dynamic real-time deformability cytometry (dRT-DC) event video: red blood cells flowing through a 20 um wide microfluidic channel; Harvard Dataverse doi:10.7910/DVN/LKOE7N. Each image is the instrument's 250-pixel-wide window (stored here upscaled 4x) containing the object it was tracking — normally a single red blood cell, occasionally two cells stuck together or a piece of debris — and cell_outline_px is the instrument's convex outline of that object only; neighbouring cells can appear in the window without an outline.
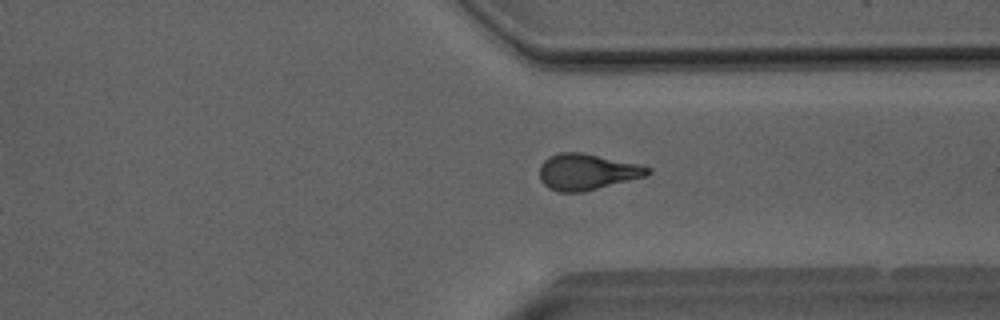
{"species": "Egyptian fruit bat (a non-hibernating species)", "species_latin": "Rousettus aegyptiacus", "temperature_condition": "room temperature", "stored_images_in_passage": 31, "camera_frame_rate_fps": 3000, "um_per_image_px": 0.085, "animal": {"sex": "male"}, "frame": {"image": 1, "passage_image": 26, "time_ms": 8.333, "image_size_px": [1000, 320], "cell_outline_px": [[652, 172], [648, 176], [584, 192], [560, 192], [548, 188], [540, 180], [540, 164], [544, 160], [560, 152], [580, 152], [640, 164], [652, 168]], "centroid_in_image_um": [49.93, 14.62], "position_along_channel_um": 361.5, "area_um2": 22.95}}
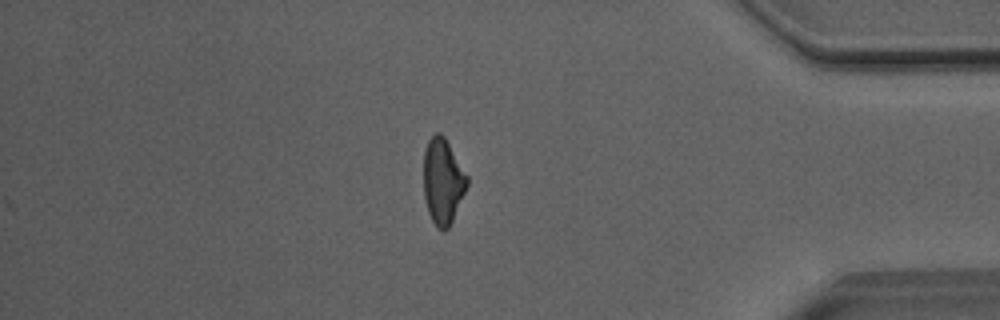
{"frame": {"image": 2, "passage_image": 31, "time_ms": 10.0, "image_size_px": [1000, 320], "cell_outline_px": [[468, 184], [452, 220], [448, 228], [444, 232], [436, 228], [428, 212], [424, 200], [424, 152], [428, 140], [436, 132], [440, 132], [444, 136], [468, 176]], "centroid_in_image_um": [37.63, 15.41], "position_along_channel_um": 397.6, "area_um2": 21.62}, "authors_computed_cell_mechanics": {"area_um2": 22.4264, "velocity_mm_per_s": 4.0859, "shape_relaxation_time_tau1_ms": 11.0272, "shape_relaxation_time_tau2_ms": 2.3143, "deformation_change_tau1": 0.2668, "deformation_change_tau2": 0.1179}}